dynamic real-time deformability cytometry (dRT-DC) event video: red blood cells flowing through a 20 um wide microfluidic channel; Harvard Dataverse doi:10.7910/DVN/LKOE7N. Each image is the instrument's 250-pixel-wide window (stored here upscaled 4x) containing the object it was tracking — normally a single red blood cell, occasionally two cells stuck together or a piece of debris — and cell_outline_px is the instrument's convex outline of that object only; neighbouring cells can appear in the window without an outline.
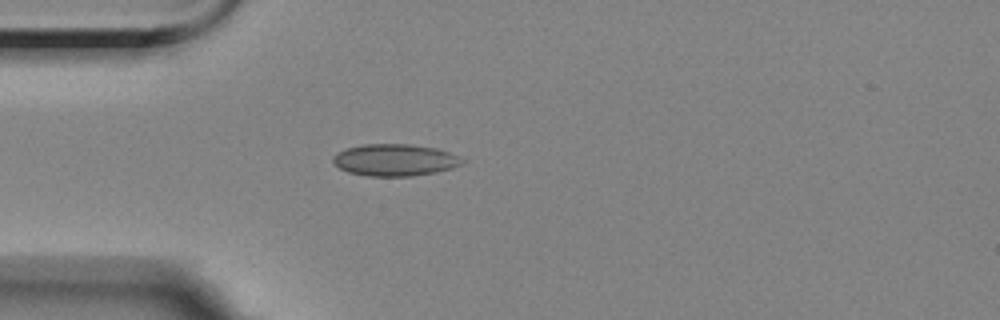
{"species": "Egyptian fruit bat (a non-hibernating species)", "species_latin": "Rousettus aegyptiacus", "temperature_condition": "room temperature", "stored_images_in_passage": 5, "camera_frame_rate_fps": 3000, "um_per_image_px": 0.085, "animal": {"sex": "female"}, "frame": {"image": 1, "passage_image": 5, "time_ms": 5.333, "image_size_px": [1000, 320], "cell_outline_px": [[468, 160], [464, 164], [452, 168], [436, 172], [412, 176], [368, 176], [348, 172], [340, 168], [332, 160], [332, 156], [336, 152], [344, 148], [364, 144], [408, 144], [436, 148], [460, 156]], "centroid_in_image_um": [33.58, 13.6], "position_along_channel_um": 51.4, "area_um2": 24.28}}